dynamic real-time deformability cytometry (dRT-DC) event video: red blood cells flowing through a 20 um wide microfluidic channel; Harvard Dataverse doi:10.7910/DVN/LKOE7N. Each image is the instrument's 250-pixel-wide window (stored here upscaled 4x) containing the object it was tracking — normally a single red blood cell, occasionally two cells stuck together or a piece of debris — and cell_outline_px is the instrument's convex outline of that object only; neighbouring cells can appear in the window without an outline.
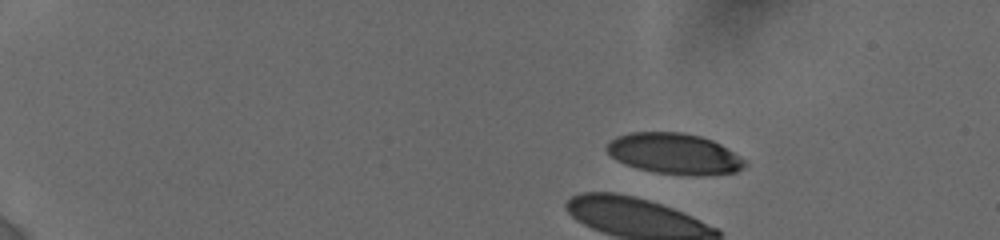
{"species": "human", "species_latin": "Homo sapiens", "temperature_condition": "cold", "stored_images_in_passage": 6, "camera_frame_rate_fps": 3000, "um_per_image_px": 0.085, "donor": {"sex": "female"}, "frame": {"image": 1, "passage_image": 1, "time_ms": 0.0, "image_size_px": [1000, 240], "cell_outline_px": [[748, 164], [744, 168], [736, 172], [656, 172], [636, 168], [624, 164], [616, 160], [604, 148], [616, 136], [628, 132], [684, 132], [700, 136], [712, 140], [720, 144], [744, 160]], "centroid_in_image_um": [57.23, 13.0], "position_along_channel_um": 27.8, "area_um2": 31.67}}